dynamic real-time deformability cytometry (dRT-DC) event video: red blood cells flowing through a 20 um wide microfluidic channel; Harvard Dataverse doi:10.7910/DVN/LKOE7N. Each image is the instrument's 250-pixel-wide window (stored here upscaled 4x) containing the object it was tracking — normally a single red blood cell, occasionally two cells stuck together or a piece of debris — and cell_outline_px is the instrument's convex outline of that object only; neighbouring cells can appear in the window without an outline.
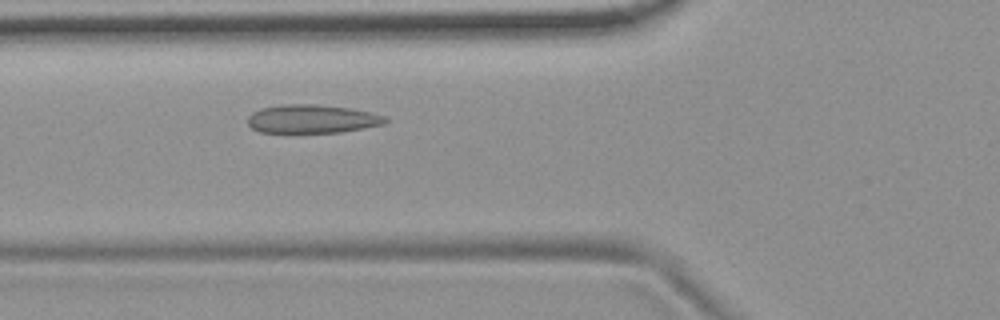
{"species": "common noctule bat (a hibernating species)", "species_latin": "Nyctalus noctula", "temperature_condition": "room temperature", "stored_images_in_passage": 48, "camera_frame_rate_fps": 3000, "um_per_image_px": 0.085, "animal": {"sex": "female", "body_mass_g": 19.9}, "frame": {"image": 1, "passage_image": 14, "time_ms": 4.333, "image_size_px": [1000, 320], "cell_outline_px": [[388, 120], [384, 124], [364, 128], [340, 132], [260, 132], [252, 128], [248, 124], [248, 116], [252, 112], [260, 108], [284, 104], [316, 104], [352, 108], [372, 112], [384, 116]], "centroid_in_image_um": [26.53, 10.1], "position_along_channel_um": 99.3, "area_um2": 22.89}}
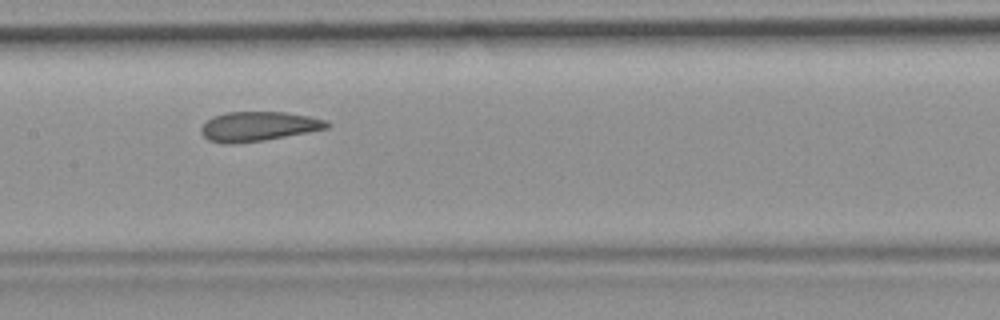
{"frame": {"image": 2, "passage_image": 21, "time_ms": 6.667, "image_size_px": [1000, 320], "cell_outline_px": [[332, 124], [328, 128], [308, 132], [264, 140], [228, 144], [208, 140], [200, 132], [200, 128], [212, 116], [228, 112], [284, 112], [308, 116], [328, 120]], "centroid_in_image_um": [21.98, 10.73], "position_along_channel_um": 185.4, "area_um2": 21.56}}
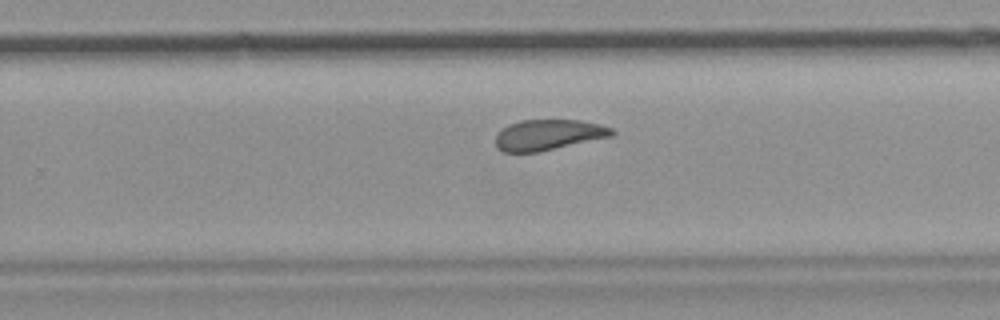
{"frame": {"image": 3, "passage_image": 29, "time_ms": 9.333, "image_size_px": [1000, 320], "cell_outline_px": [[616, 132], [612, 136], [540, 152], [504, 152], [496, 148], [496, 132], [500, 128], [508, 124], [520, 120], [580, 120], [600, 124], [612, 128]], "centroid_in_image_um": [46.58, 11.46], "position_along_channel_um": 283.2, "area_um2": 21.04}, "authors_computed_cell_mechanics": {"area_um2": 22.3686, "velocity_mm_per_s": 3.6934, "shape_relaxation_time_tau1_ms": null, "shape_relaxation_time_tau2_ms": 1.4797, "deformation_change_tau1": null, "deformation_change_tau2": 0.0751}}